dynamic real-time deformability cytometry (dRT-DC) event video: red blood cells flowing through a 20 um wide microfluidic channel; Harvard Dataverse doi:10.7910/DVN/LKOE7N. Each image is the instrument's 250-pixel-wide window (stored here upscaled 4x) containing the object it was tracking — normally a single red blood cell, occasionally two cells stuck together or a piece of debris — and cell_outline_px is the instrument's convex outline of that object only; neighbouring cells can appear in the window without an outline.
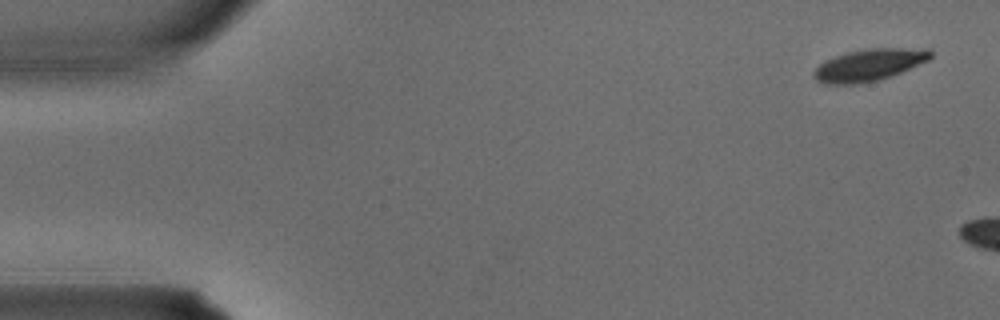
{"species": "common noctule bat (a hibernating species)", "species_latin": "Nyctalus noctula", "temperature_condition": "warm", "stored_images_in_passage": 3, "camera_frame_rate_fps": 3000, "um_per_image_px": 0.085, "animal": {"sex": "male", "body_mass_g": 15.6}, "frame": {"image": 1, "passage_image": 1, "time_ms": 0.0, "image_size_px": [1000, 320], "cell_outline_px": [[932, 56], [928, 60], [892, 76], [880, 80], [856, 84], [820, 84], [812, 76], [812, 72], [824, 60], [848, 52], [868, 48], [928, 48], [932, 52]], "centroid_in_image_um": [73.85, 5.53], "position_along_channel_um": 11.1, "area_um2": 21.91}}